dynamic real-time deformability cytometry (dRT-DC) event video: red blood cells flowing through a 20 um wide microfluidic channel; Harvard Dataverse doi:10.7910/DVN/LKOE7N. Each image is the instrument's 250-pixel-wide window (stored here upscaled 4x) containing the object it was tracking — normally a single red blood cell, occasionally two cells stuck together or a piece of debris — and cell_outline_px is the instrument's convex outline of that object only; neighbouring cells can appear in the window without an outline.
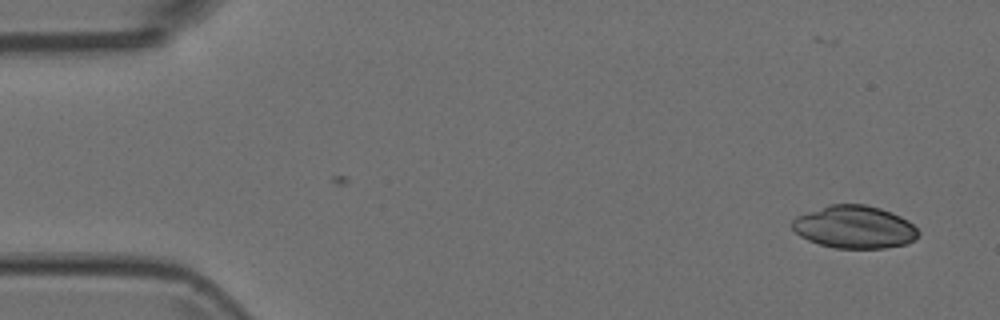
{"species": "Egyptian fruit bat (a non-hibernating species)", "species_latin": "Rousettus aegyptiacus", "temperature_condition": "room temperature", "stored_images_in_passage": 5, "camera_frame_rate_fps": 3000, "um_per_image_px": 0.085, "animal": {"sex": "female"}, "frame": {"image": 1, "passage_image": 1, "time_ms": 0.0, "image_size_px": [1000, 320], "cell_outline_px": [[920, 236], [908, 244], [884, 248], [836, 248], [820, 244], [808, 240], [800, 236], [792, 228], [792, 220], [796, 216], [828, 204], [864, 204], [880, 208], [892, 212], [908, 220], [920, 232]], "centroid_in_image_um": [72.65, 19.29], "position_along_channel_um": 12.4, "area_um2": 31.56}}